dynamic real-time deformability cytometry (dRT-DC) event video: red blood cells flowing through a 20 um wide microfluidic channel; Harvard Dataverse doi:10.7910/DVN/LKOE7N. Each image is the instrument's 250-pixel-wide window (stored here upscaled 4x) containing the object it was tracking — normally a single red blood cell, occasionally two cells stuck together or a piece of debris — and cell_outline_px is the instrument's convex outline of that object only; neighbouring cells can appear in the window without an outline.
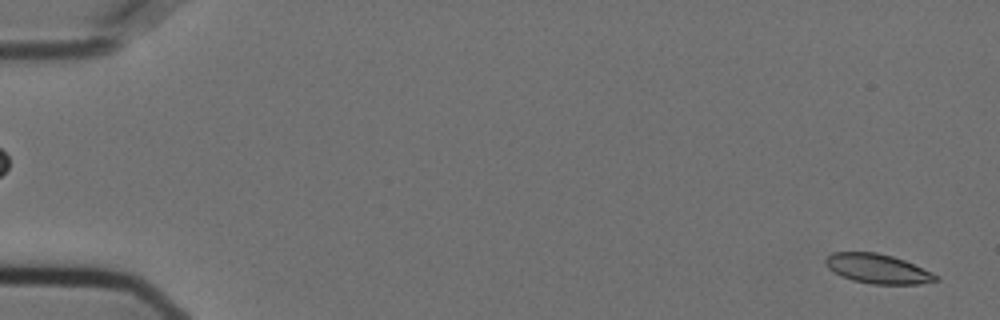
{"species": "Egyptian fruit bat (a non-hibernating species)", "species_latin": "Rousettus aegyptiacus", "temperature_condition": "cold", "stored_images_in_passage": 57, "camera_frame_rate_fps": 3000, "um_per_image_px": 0.085, "animal": {"sex": "female"}, "frame": {"image": 1, "passage_image": 2, "time_ms": 0.333, "image_size_px": [1000, 320], "cell_outline_px": [[940, 280], [920, 284], [872, 284], [852, 280], [840, 276], [828, 268], [824, 260], [832, 252], [876, 252], [892, 256], [904, 260], [932, 272], [940, 276]], "centroid_in_image_um": [74.62, 22.85], "position_along_channel_um": 10.4, "area_um2": 19.02}}
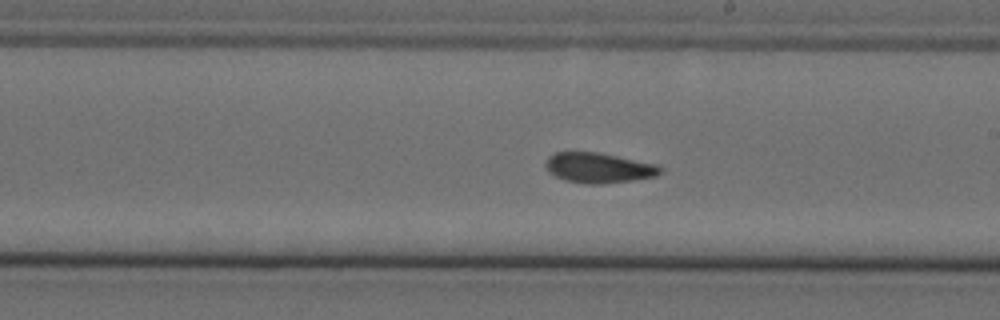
{"frame": {"image": 2, "passage_image": 33, "time_ms": 10.667, "image_size_px": [1000, 320], "cell_outline_px": [[664, 172], [656, 176], [632, 180], [600, 184], [584, 184], [564, 180], [548, 172], [544, 164], [548, 156], [556, 152], [596, 152], [656, 164], [664, 168]], "centroid_in_image_um": [50.88, 14.27], "position_along_channel_um": 238.1, "area_um2": 20.23}}
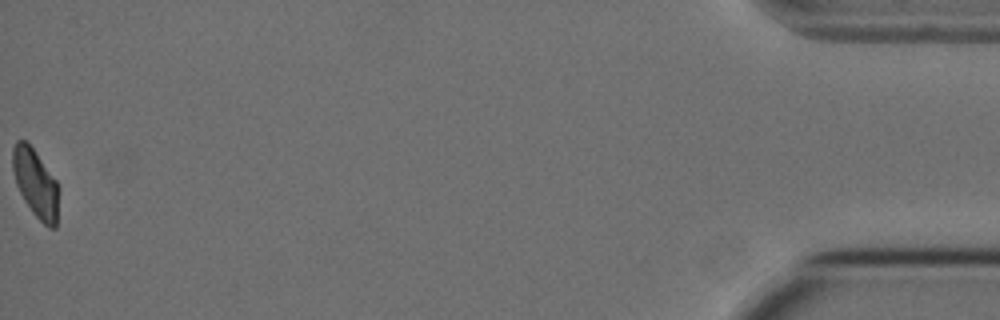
{"frame": {"image": 3, "passage_image": 57, "time_ms": 18.667, "image_size_px": [1000, 320], "cell_outline_px": [[56, 228], [48, 228], [32, 212], [24, 200], [16, 184], [12, 168], [12, 148], [16, 140], [28, 140], [56, 180]], "centroid_in_image_um": [2.97, 15.5], "position_along_channel_um": 432.2, "area_um2": 18.03}, "authors_computed_cell_mechanics": {"area_um2": 19.7098, "velocity_mm_per_s": 3.5932, "shape_relaxation_time_tau1_ms": null, "shape_relaxation_time_tau2_ms": 3.5898, "deformation_change_tau1": null, "deformation_change_tau2": 0.0791}}